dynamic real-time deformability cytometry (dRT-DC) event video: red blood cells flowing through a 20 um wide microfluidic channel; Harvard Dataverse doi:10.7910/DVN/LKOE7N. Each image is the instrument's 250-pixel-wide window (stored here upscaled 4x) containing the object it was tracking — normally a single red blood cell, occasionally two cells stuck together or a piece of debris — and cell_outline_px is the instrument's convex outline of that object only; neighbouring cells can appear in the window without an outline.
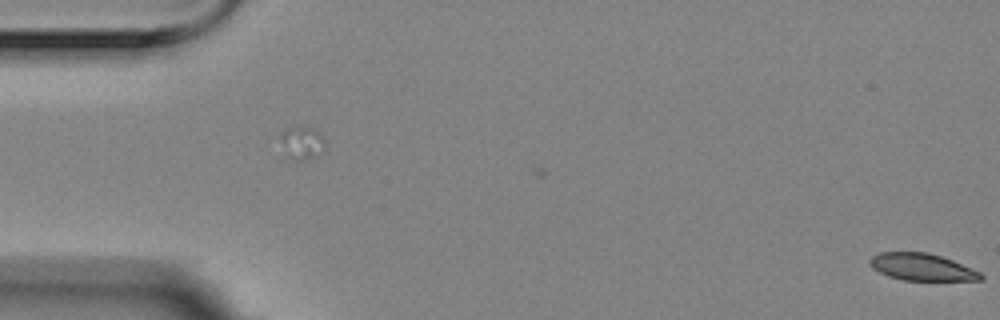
{"species": "Egyptian fruit bat (a non-hibernating species)", "species_latin": "Rousettus aegyptiacus", "temperature_condition": "room temperature", "stored_images_in_passage": 3, "camera_frame_rate_fps": 3000, "um_per_image_px": 0.085, "animal": {"sex": "female"}, "frame": {"image": 1, "passage_image": 3, "time_ms": 0.667, "image_size_px": [1000, 320], "cell_outline_px": [[984, 280], [904, 280], [888, 276], [872, 268], [868, 260], [872, 256], [880, 252], [928, 252], [952, 260], [972, 268], [980, 272], [984, 276]], "centroid_in_image_um": [78.36, 22.69], "position_along_channel_um": 6.6, "area_um2": 17.46}}